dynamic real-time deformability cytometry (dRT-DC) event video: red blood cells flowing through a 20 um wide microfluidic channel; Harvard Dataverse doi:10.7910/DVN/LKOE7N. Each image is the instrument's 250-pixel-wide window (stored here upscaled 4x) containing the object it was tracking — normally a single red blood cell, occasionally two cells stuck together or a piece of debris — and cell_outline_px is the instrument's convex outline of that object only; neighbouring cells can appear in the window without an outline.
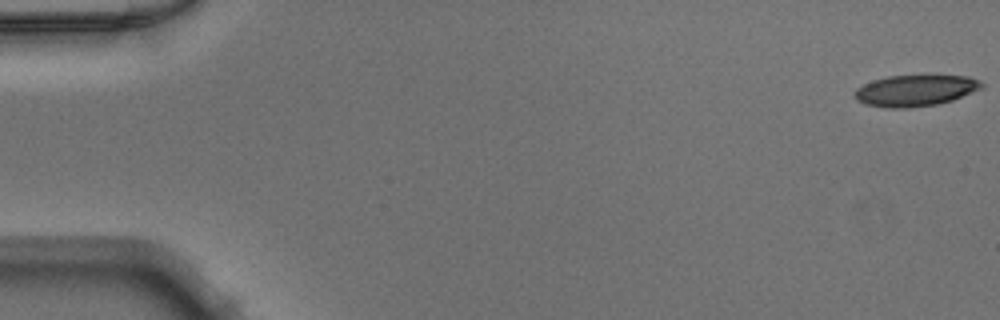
{"species": "Egyptian fruit bat (a non-hibernating species)", "species_latin": "Rousettus aegyptiacus", "temperature_condition": "warm", "stored_images_in_passage": 48, "camera_frame_rate_fps": 3000, "um_per_image_px": 0.085, "animal": {"sex": "male"}, "frame": {"image": 1, "passage_image": 1, "time_ms": 0.0, "image_size_px": [1000, 320], "cell_outline_px": [[984, 88], [952, 100], [936, 104], [904, 108], [888, 108], [864, 104], [856, 100], [856, 88], [872, 80], [888, 76], [968, 76], [980, 80], [984, 84]], "centroid_in_image_um": [77.82, 7.69], "position_along_channel_um": 7.2, "area_um2": 23.0}}
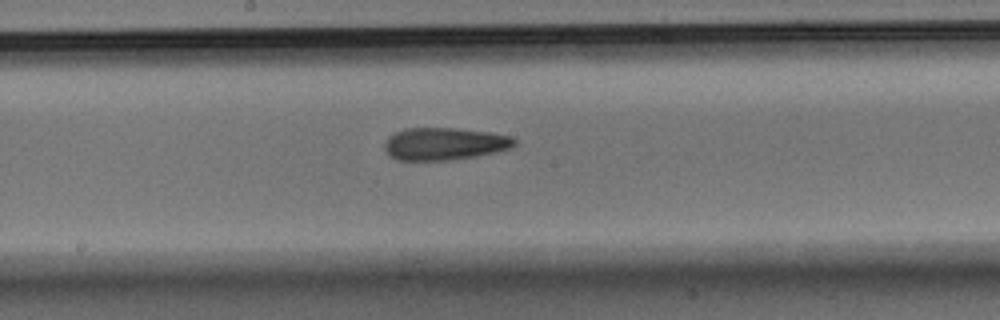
{"frame": {"image": 2, "passage_image": 27, "time_ms": 8.667, "image_size_px": [1000, 320], "cell_outline_px": [[516, 144], [512, 148], [496, 152], [476, 156], [448, 160], [396, 160], [388, 156], [384, 148], [384, 144], [388, 136], [404, 128], [456, 128], [488, 132], [512, 136], [516, 140]], "centroid_in_image_um": [37.76, 12.22], "position_along_channel_um": 210.4, "area_um2": 24.74}}
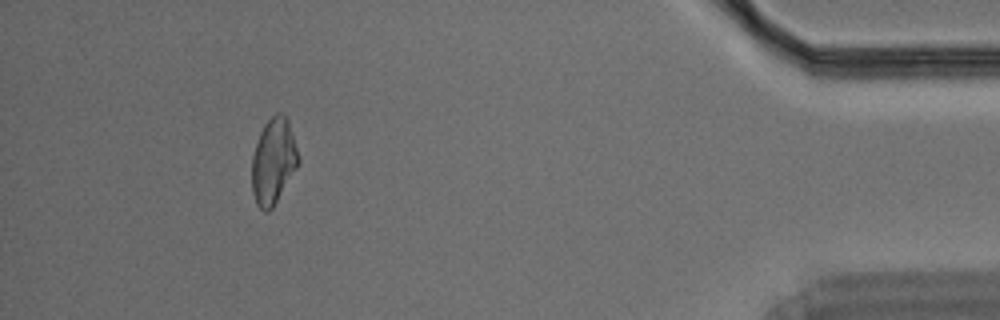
{"frame": {"image": 3, "passage_image": 46, "time_ms": 15.0, "image_size_px": [1000, 320], "cell_outline_px": [[300, 160], [296, 168], [272, 208], [268, 212], [264, 212], [256, 204], [252, 192], [252, 156], [260, 132], [264, 124], [276, 112], [280, 112], [288, 116]], "centroid_in_image_um": [23.24, 13.67], "position_along_channel_um": 412.0, "area_um2": 23.24}}